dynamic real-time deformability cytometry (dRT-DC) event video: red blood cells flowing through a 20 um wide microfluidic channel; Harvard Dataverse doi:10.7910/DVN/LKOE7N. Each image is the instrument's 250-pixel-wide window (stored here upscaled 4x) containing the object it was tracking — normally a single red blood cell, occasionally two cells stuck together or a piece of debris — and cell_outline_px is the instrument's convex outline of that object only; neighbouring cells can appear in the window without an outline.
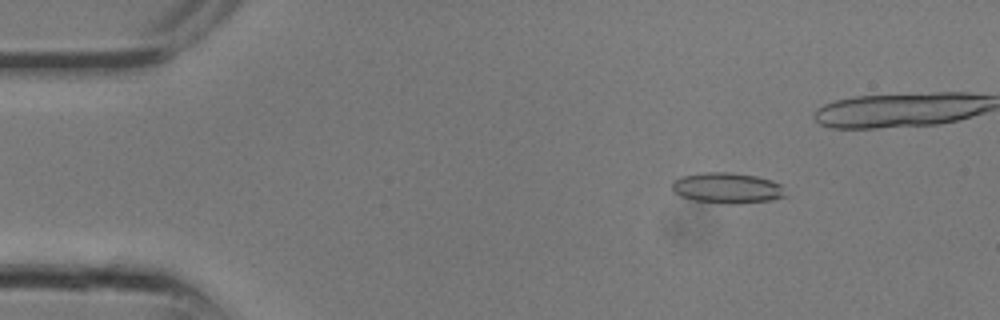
{"species": "common noctule bat (a hibernating species)", "species_latin": "Nyctalus noctula", "temperature_condition": "room temperature", "stored_images_in_passage": 13, "camera_frame_rate_fps": 3000, "um_per_image_px": 0.085, "animal": {"sex": "male", "body_mass_g": 13.3}, "frame": {"image": 1, "passage_image": 3, "time_ms": 0.667, "image_size_px": [1000, 320], "cell_outline_px": [[788, 196], [772, 200], [736, 204], [728, 204], [696, 200], [680, 196], [672, 188], [672, 180], [680, 176], [704, 172], [728, 172], [756, 176], [772, 180], [780, 184]], "centroid_in_image_um": [61.83, 15.97], "position_along_channel_um": 23.2, "area_um2": 20.35}}
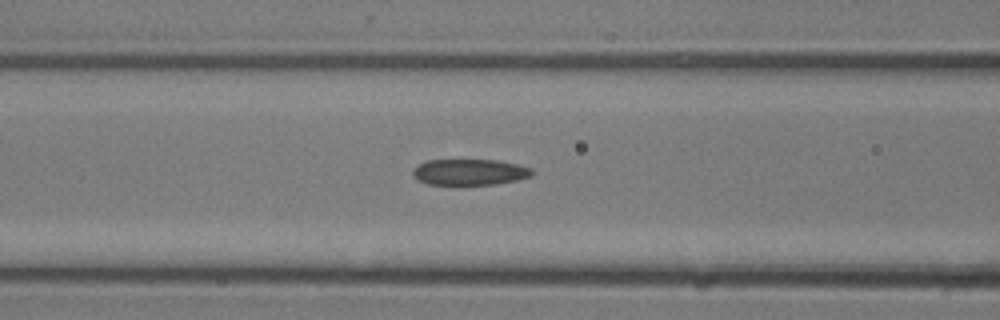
{"frame": {"image": 2, "passage_image": 10, "time_ms": 3.0, "image_size_px": [1000, 320], "cell_outline_px": [[532, 176], [516, 180], [496, 184], [428, 184], [412, 176], [412, 172], [420, 164], [428, 160], [496, 160], [516, 164], [532, 168]], "centroid_in_image_um": [39.94, 14.62], "position_along_channel_um": 126.7, "area_um2": 17.8}}